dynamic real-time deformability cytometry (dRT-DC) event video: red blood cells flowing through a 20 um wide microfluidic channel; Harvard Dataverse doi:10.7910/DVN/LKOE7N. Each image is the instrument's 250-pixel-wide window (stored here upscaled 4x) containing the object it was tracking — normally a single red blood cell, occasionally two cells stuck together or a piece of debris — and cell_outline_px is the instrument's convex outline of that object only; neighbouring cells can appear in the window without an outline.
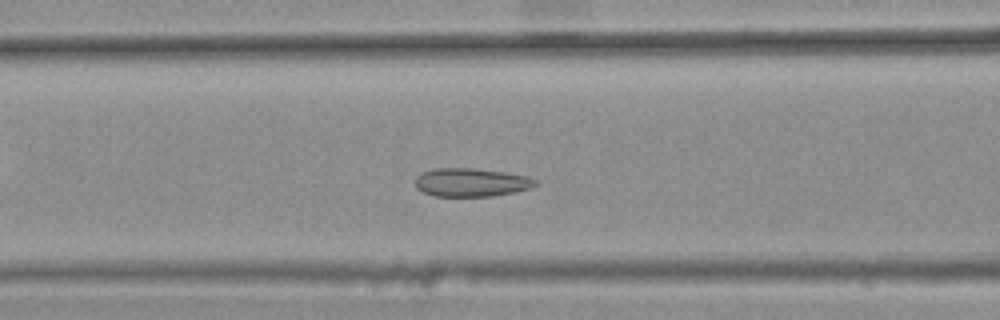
{"species": "common noctule bat (a hibernating species)", "species_latin": "Nyctalus noctula", "temperature_condition": "warm", "stored_images_in_passage": 29, "camera_frame_rate_fps": 3000, "um_per_image_px": 0.085, "animal": {"sex": "female", "body_mass_g": 25.1}, "frame": {"image": 1, "passage_image": 8, "time_ms": 2.333, "image_size_px": [1000, 320], "cell_outline_px": [[536, 184], [532, 188], [492, 196], [432, 196], [416, 188], [416, 176], [420, 172], [436, 168], [472, 168], [504, 172], [528, 176], [536, 180]], "centroid_in_image_um": [40.02, 15.5], "position_along_channel_um": 126.6, "area_um2": 19.88}}
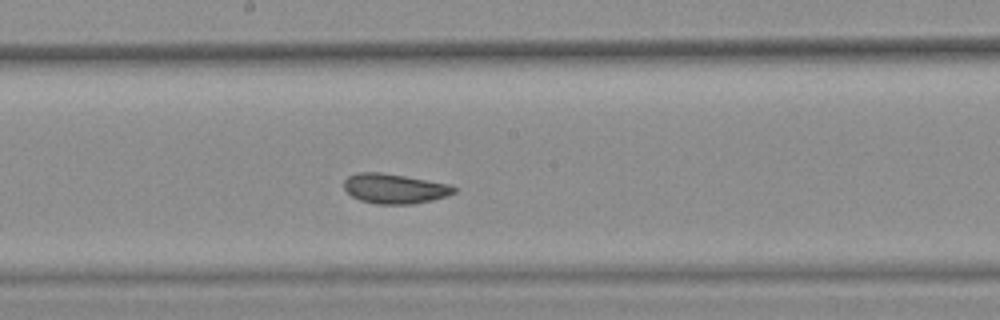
{"frame": {"image": 2, "passage_image": 15, "time_ms": 4.667, "image_size_px": [1000, 320], "cell_outline_px": [[456, 192], [448, 196], [432, 200], [412, 204], [376, 204], [360, 200], [352, 196], [344, 188], [344, 180], [348, 176], [356, 172], [380, 172], [452, 184], [456, 188]], "centroid_in_image_um": [33.56, 16.03], "position_along_channel_um": 214.6, "area_um2": 19.25}}
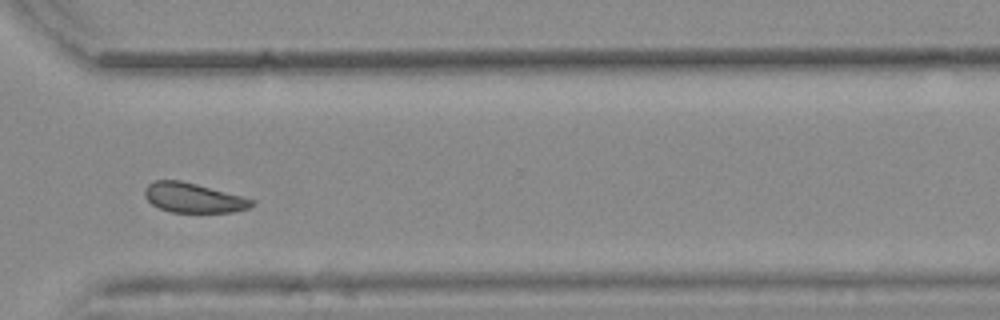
{"frame": {"image": 3, "passage_image": 26, "time_ms": 8.333, "image_size_px": [1000, 320], "cell_outline_px": [[256, 204], [248, 208], [232, 212], [172, 212], [160, 208], [152, 204], [144, 196], [144, 188], [148, 184], [156, 180], [180, 180], [196, 184], [256, 200]], "centroid_in_image_um": [16.43, 16.81], "position_along_channel_um": 354.2, "area_um2": 18.38}, "authors_computed_cell_mechanics": {"area_um2": 18.9006, "velocity_mm_per_s": 3.7907, "shape_relaxation_time_tau1_ms": 7.251, "shape_relaxation_time_tau2_ms": 1.1144, "deformation_change_tau1": 0.0865, "deformation_change_tau2": 0.0684}}